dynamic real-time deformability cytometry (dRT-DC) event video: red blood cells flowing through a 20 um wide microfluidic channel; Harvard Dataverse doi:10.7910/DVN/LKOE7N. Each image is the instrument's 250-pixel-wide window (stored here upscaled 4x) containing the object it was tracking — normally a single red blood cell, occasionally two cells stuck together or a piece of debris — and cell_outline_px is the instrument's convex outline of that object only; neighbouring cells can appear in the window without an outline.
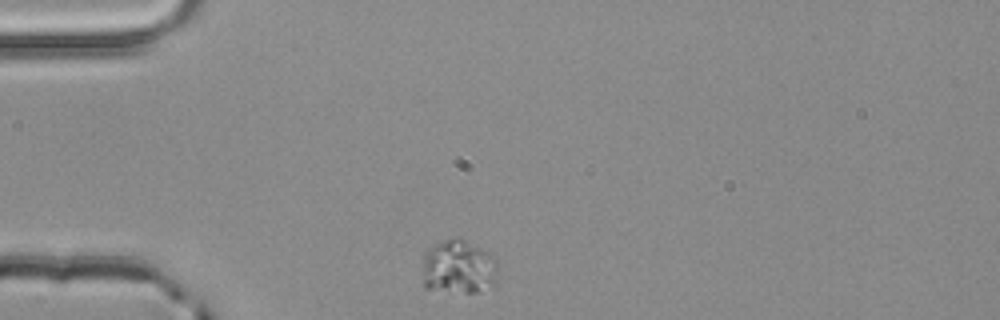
{"species": "common noctule bat (a hibernating species)", "species_latin": "Nyctalus noctula", "temperature_condition": "room temperature", "stored_images_in_passage": 1, "camera_frame_rate_fps": 3000, "um_per_image_px": 0.085, "animal": {"sex": "male", "body_mass_g": 20.4}, "frame": {"image": 1, "passage_image": 1, "time_ms": 0.0, "image_size_px": [1000, 320], "cell_outline_px": [[500, 264], [496, 288], [480, 292], [464, 292], [424, 288], [424, 252], [436, 244], [444, 240], [456, 236], [460, 236], [492, 252]], "centroid_in_image_um": [39.12, 22.68], "position_along_channel_um": 45.9, "area_um2": 24.8}}